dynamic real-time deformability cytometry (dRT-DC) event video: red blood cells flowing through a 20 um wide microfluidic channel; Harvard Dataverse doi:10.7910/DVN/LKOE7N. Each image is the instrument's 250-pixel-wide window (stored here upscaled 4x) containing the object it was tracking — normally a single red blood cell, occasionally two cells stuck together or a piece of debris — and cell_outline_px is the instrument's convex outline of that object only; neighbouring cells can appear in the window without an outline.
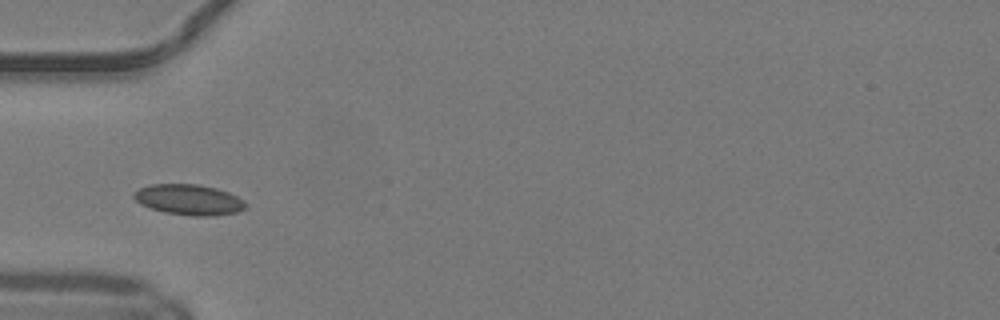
{"species": "common noctule bat (a hibernating species)", "species_latin": "Nyctalus noctula", "temperature_condition": "warm", "stored_images_in_passage": 26, "camera_frame_rate_fps": 3000, "um_per_image_px": 0.085, "animal": {"sex": "male", "body_mass_g": 19.2, "forearm_length_mm": 51.8}, "frame": {"image": 1, "passage_image": 1, "time_ms": 0.0, "image_size_px": [1000, 320], "cell_outline_px": [[244, 208], [236, 212], [212, 216], [196, 216], [164, 212], [140, 204], [132, 196], [132, 192], [140, 188], [152, 184], [200, 184], [216, 188], [228, 192], [244, 200]], "centroid_in_image_um": [16.02, 16.96], "position_along_channel_um": 69.0, "area_um2": 19.77}}
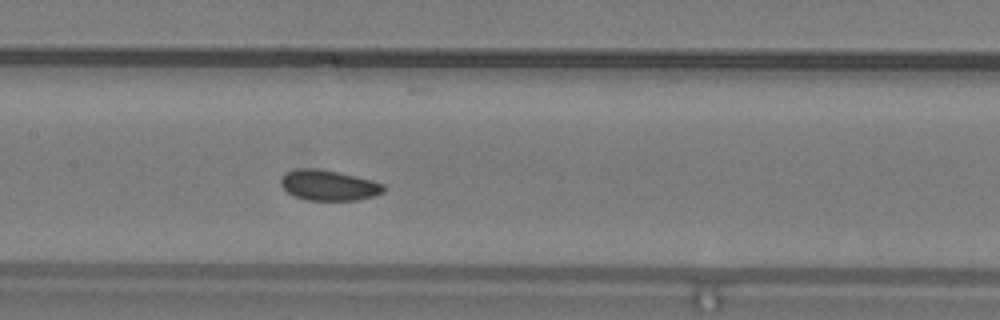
{"frame": {"image": 2, "passage_image": 9, "time_ms": 2.667, "image_size_px": [1000, 320], "cell_outline_px": [[384, 192], [376, 196], [356, 200], [308, 200], [296, 196], [288, 192], [280, 184], [280, 180], [284, 172], [296, 168], [312, 168], [336, 172], [372, 180], [384, 184]], "centroid_in_image_um": [27.93, 15.75], "position_along_channel_um": 179.5, "area_um2": 18.15}}
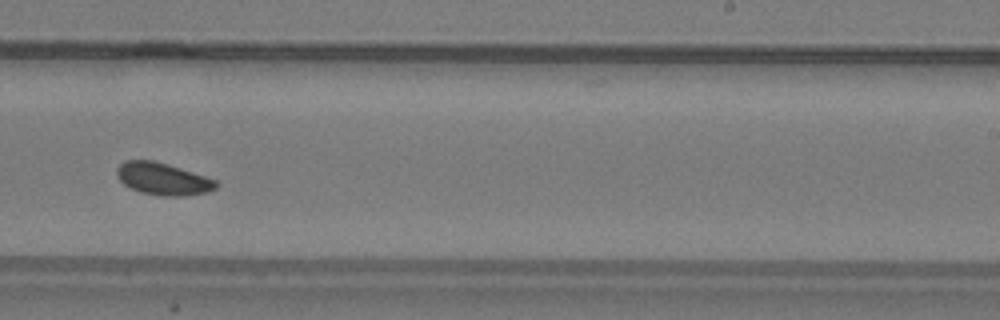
{"frame": {"image": 3, "passage_image": 16, "time_ms": 5.0, "image_size_px": [1000, 320], "cell_outline_px": [[220, 184], [216, 188], [208, 192], [184, 196], [160, 196], [140, 192], [124, 184], [120, 180], [116, 172], [116, 168], [124, 160], [152, 160], [168, 164], [216, 180]], "centroid_in_image_um": [13.85, 15.21], "position_along_channel_um": 275.1, "area_um2": 18.61}}